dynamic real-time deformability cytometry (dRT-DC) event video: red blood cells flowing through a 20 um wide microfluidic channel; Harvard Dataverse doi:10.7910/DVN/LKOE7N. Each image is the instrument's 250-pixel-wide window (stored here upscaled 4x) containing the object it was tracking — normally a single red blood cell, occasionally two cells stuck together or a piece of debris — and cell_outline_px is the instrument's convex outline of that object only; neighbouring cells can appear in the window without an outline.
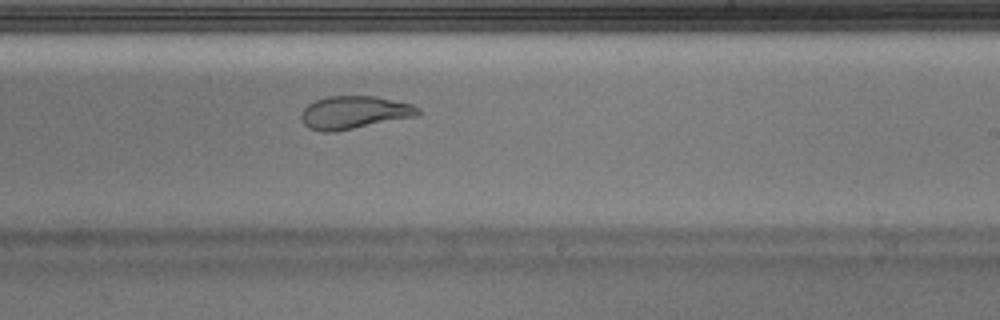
{"species": "Egyptian fruit bat (a non-hibernating species)", "species_latin": "Rousettus aegyptiacus", "temperature_condition": "warm", "stored_images_in_passage": 46, "camera_frame_rate_fps": 3000, "um_per_image_px": 0.085, "animal": {"sex": "male"}, "frame": {"image": 1, "passage_image": 27, "time_ms": 8.667, "image_size_px": [1000, 320], "cell_outline_px": [[420, 116], [332, 132], [324, 132], [308, 128], [304, 124], [300, 116], [304, 108], [308, 104], [316, 100], [328, 96], [376, 96], [412, 104], [420, 108]], "centroid_in_image_um": [30.13, 9.56], "position_along_channel_um": 258.9, "area_um2": 22.48}}
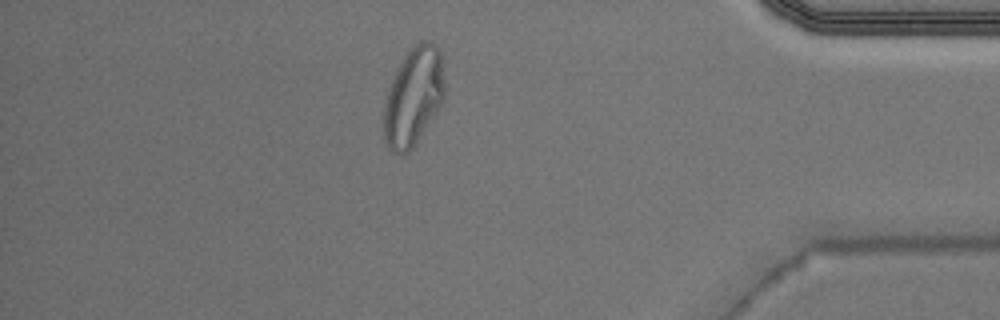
{"frame": {"image": 2, "passage_image": 40, "time_ms": 13.0, "image_size_px": [1000, 320], "cell_outline_px": [[444, 96], [440, 108], [412, 148], [404, 156], [396, 152], [388, 144], [384, 136], [384, 104], [392, 80], [404, 56], [420, 40], [428, 40], [440, 48], [444, 84]], "centroid_in_image_um": [35.17, 8.2], "position_along_channel_um": 400.0, "area_um2": 34.33}, "authors_computed_cell_mechanics": {"area_um2": 22.8599, "velocity_mm_per_s": 4.0257, "shape_relaxation_time_tau1_ms": null, "shape_relaxation_time_tau2_ms": 1.2167, "deformation_change_tau1": null, "deformation_change_tau2": 0.0664}}